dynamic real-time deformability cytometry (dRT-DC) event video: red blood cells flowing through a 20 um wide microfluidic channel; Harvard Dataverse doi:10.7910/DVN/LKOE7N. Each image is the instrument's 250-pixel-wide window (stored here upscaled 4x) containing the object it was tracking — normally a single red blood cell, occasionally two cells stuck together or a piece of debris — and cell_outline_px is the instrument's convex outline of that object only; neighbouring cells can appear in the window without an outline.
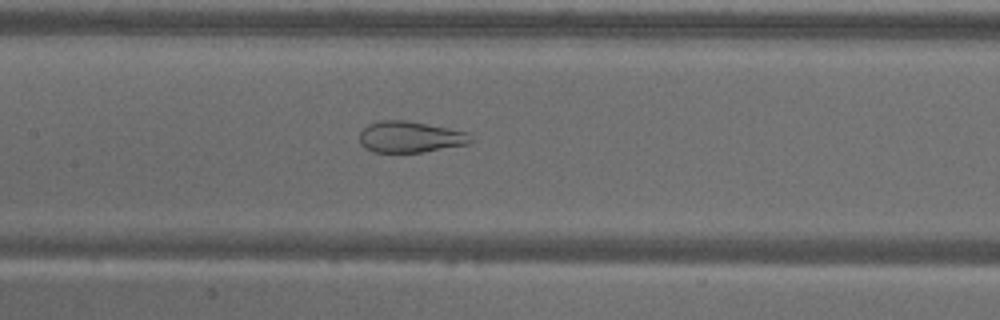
{"species": "common noctule bat (a hibernating species)", "species_latin": "Nyctalus noctula", "temperature_condition": "warm", "stored_images_in_passage": 57, "camera_frame_rate_fps": 3000, "um_per_image_px": 0.085, "animal": {"sex": "male", "body_mass_g": 18.8}, "frame": {"image": 1, "passage_image": 27, "time_ms": 8.667, "image_size_px": [1000, 320], "cell_outline_px": [[472, 140], [468, 144], [420, 152], [372, 152], [364, 148], [360, 144], [360, 132], [368, 124], [380, 120], [404, 120], [448, 128], [468, 132]], "centroid_in_image_um": [34.82, 11.64], "position_along_channel_um": 172.6, "area_um2": 20.11}}
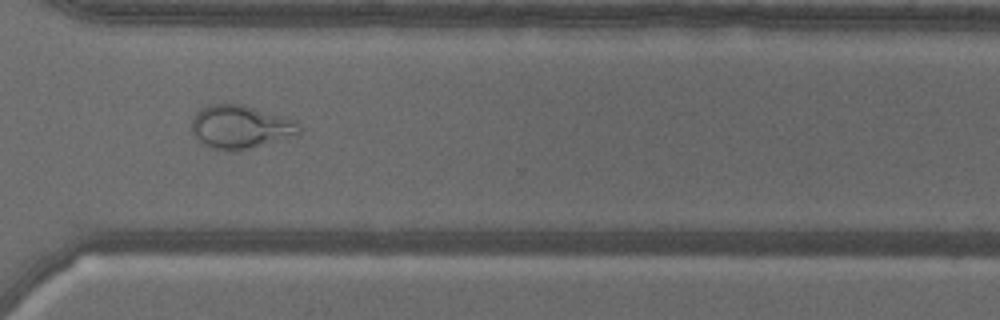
{"frame": {"image": 2, "passage_image": 42, "time_ms": 13.667, "image_size_px": [1000, 320], "cell_outline_px": [[304, 128], [300, 136], [236, 152], [232, 152], [208, 148], [200, 144], [192, 132], [192, 120], [196, 112], [200, 108], [208, 104], [240, 104], [284, 116], [296, 120]], "centroid_in_image_um": [20.49, 10.82], "position_along_channel_um": 350.1, "area_um2": 28.15}}
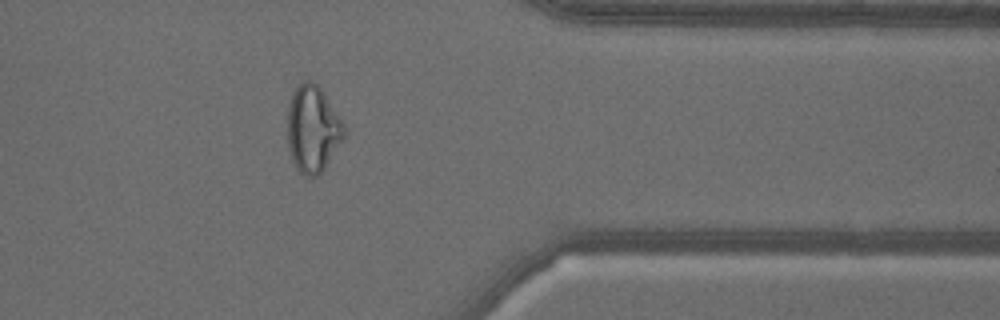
{"frame": {"image": 3, "passage_image": 46, "time_ms": 15.0, "image_size_px": [1000, 320], "cell_outline_px": [[344, 136], [324, 168], [316, 176], [304, 176], [300, 172], [292, 160], [288, 148], [288, 108], [292, 92], [304, 80], [312, 80], [320, 88], [344, 124]], "centroid_in_image_um": [26.55, 10.95], "position_along_channel_um": 384.8, "area_um2": 28.03}, "authors_computed_cell_mechanics": {"area_um2": 29.767, "velocity_mm_per_s": 3.5703, "shape_relaxation_time_tau1_ms": null, "shape_relaxation_time_tau2_ms": 0.9921, "deformation_change_tau1": null, "deformation_change_tau2": 0.0714}}